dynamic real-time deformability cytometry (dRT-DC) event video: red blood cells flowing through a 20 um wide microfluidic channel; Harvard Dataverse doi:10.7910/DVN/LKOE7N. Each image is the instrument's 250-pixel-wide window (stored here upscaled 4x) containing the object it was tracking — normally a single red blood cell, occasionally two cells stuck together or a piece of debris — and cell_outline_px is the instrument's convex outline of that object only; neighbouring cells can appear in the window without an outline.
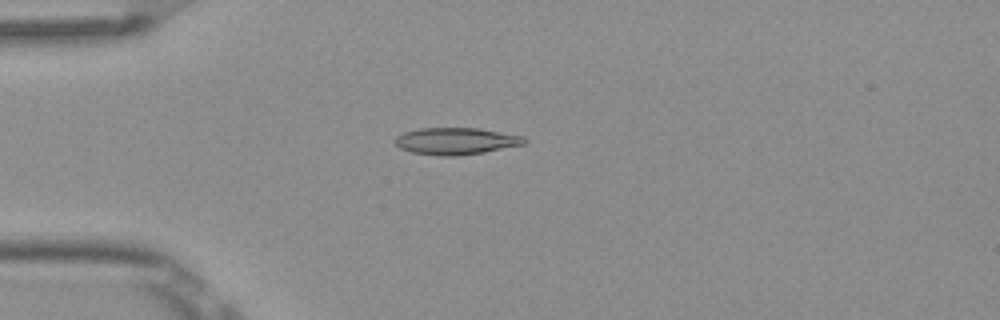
{"species": "Egyptian fruit bat (a non-hibernating species)", "species_latin": "Rousettus aegyptiacus", "temperature_condition": "room temperature", "stored_images_in_passage": 4, "camera_frame_rate_fps": 3000, "um_per_image_px": 0.085, "frame": {"image": 1, "passage_image": 4, "time_ms": 1.0, "image_size_px": [1000, 320], "cell_outline_px": [[528, 140], [524, 144], [484, 152], [456, 156], [440, 156], [412, 152], [400, 148], [392, 140], [396, 136], [404, 132], [420, 128], [480, 128], [524, 136]], "centroid_in_image_um": [38.75, 11.99], "position_along_channel_um": 46.2, "area_um2": 20.35}}